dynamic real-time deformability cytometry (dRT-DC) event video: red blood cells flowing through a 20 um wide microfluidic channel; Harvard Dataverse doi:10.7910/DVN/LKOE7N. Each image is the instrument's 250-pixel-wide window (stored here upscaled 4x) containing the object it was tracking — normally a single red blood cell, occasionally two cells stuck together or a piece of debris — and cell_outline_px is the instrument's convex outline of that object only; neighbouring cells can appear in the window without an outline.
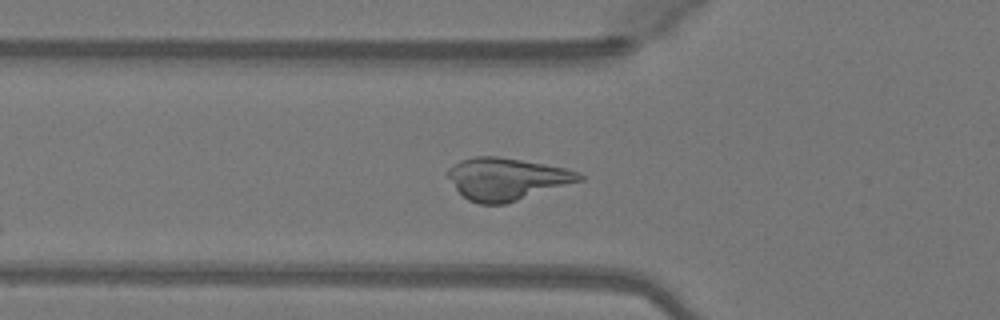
{"species": "Egyptian fruit bat (a non-hibernating species)", "species_latin": "Rousettus aegyptiacus", "temperature_condition": "warm", "stored_images_in_passage": 47, "camera_frame_rate_fps": 3000, "um_per_image_px": 0.085, "animal": {"sex": "female"}, "frame": {"image": 1, "passage_image": 17, "time_ms": 5.333, "image_size_px": [1000, 320], "cell_outline_px": [[584, 180], [504, 204], [480, 204], [468, 200], [456, 188], [448, 176], [448, 168], [452, 164], [460, 160], [476, 156], [496, 156], [544, 164], [564, 168], [580, 172], [584, 176]], "centroid_in_image_um": [43.08, 15.2], "position_along_channel_um": 82.7, "area_um2": 32.08}}
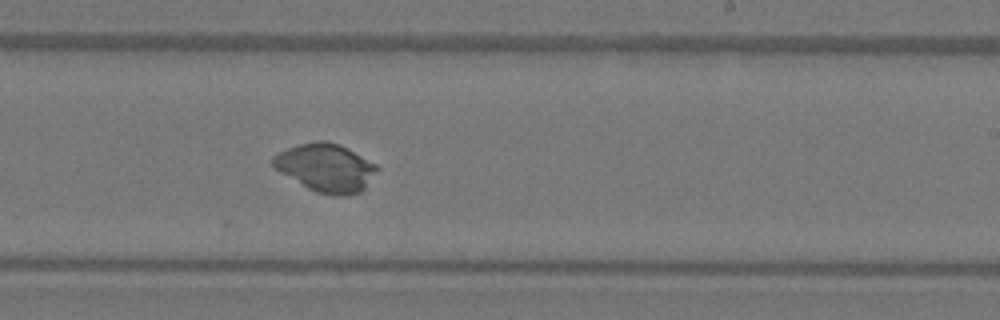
{"frame": {"image": 2, "passage_image": 30, "time_ms": 9.667, "image_size_px": [1000, 320], "cell_outline_px": [[380, 168], [364, 188], [360, 192], [348, 196], [336, 196], [316, 192], [308, 188], [280, 172], [272, 164], [272, 156], [288, 148], [300, 144], [316, 140], [328, 140], [340, 144], [348, 148], [376, 164]], "centroid_in_image_um": [27.72, 14.25], "position_along_channel_um": 261.3, "area_um2": 29.13}}
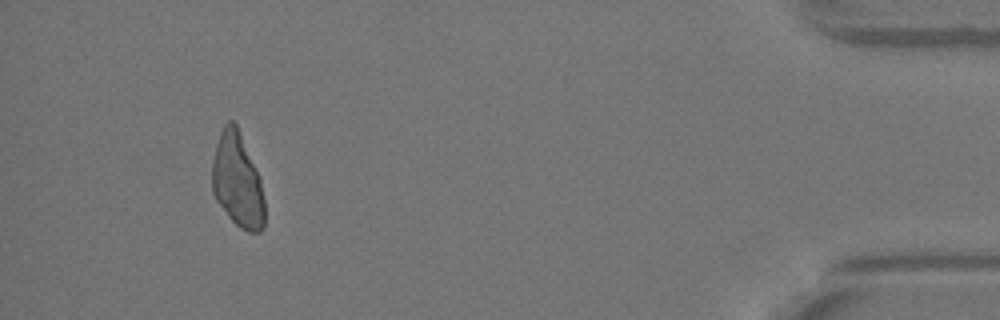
{"frame": {"image": 3, "passage_image": 46, "time_ms": 15.0, "image_size_px": [1000, 320], "cell_outline_px": [[264, 228], [260, 232], [248, 232], [240, 228], [228, 216], [216, 200], [212, 192], [212, 164], [216, 144], [220, 132], [224, 124], [228, 120], [232, 120], [236, 124], [260, 180], [264, 196]], "centroid_in_image_um": [20.17, 15.37], "position_along_channel_um": 415.0, "area_um2": 28.55}}